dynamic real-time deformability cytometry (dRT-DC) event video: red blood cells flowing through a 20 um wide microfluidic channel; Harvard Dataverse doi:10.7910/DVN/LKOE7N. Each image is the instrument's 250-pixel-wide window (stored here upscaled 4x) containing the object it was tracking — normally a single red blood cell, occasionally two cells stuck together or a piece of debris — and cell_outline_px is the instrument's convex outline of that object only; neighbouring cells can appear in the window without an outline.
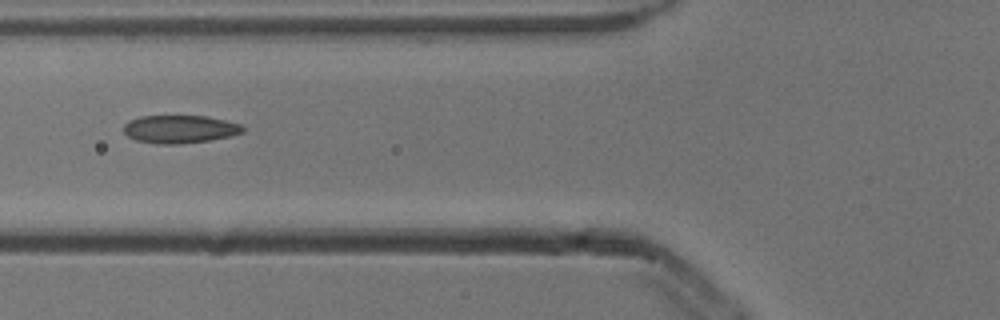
{"species": "common noctule bat (a hibernating species)", "species_latin": "Nyctalus noctula", "temperature_condition": "cold", "stored_images_in_passage": 6, "camera_frame_rate_fps": 3000, "um_per_image_px": 0.085, "animal": {"sex": "male", "body_mass_g": 13.3}, "frame": {"image": 1, "passage_image": 6, "time_ms": 1.667, "image_size_px": [1000, 320], "cell_outline_px": [[244, 132], [228, 136], [208, 140], [176, 144], [156, 144], [136, 140], [128, 136], [124, 132], [124, 124], [128, 120], [140, 116], [208, 116], [244, 124]], "centroid_in_image_um": [15.29, 10.96], "position_along_channel_um": 110.5, "area_um2": 19.48}}